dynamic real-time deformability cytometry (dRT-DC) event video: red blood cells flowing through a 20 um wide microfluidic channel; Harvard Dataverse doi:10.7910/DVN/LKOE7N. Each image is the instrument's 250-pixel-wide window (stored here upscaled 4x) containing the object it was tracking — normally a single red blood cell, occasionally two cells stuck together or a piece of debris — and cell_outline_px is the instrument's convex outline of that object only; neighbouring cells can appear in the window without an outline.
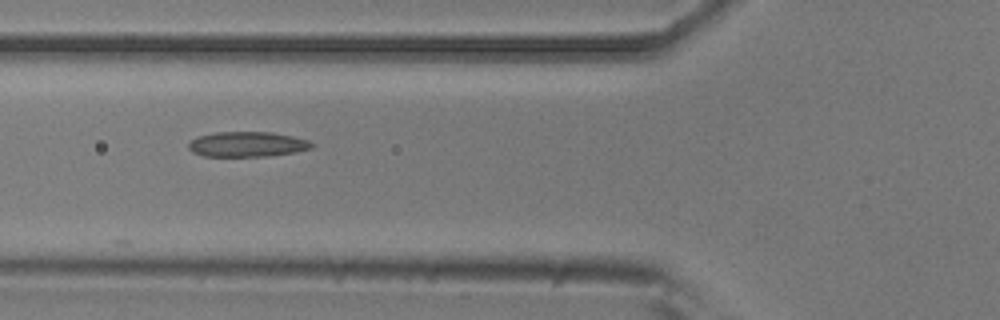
{"species": "common noctule bat (a hibernating species)", "species_latin": "Nyctalus noctula", "temperature_condition": "room temperature", "stored_images_in_passage": 14, "camera_frame_rate_fps": 3000, "um_per_image_px": 0.085, "animal": {"sex": "male", "body_mass_g": 20.5, "forearm_length_mm": 52.5}, "frame": {"image": 1, "passage_image": 5, "time_ms": 5.667, "image_size_px": [1000, 320], "cell_outline_px": [[312, 148], [292, 152], [268, 156], [204, 156], [192, 152], [188, 148], [188, 144], [196, 136], [216, 132], [272, 132], [292, 136], [308, 140], [312, 144]], "centroid_in_image_um": [20.96, 12.25], "position_along_channel_um": 104.8, "area_um2": 17.92}}
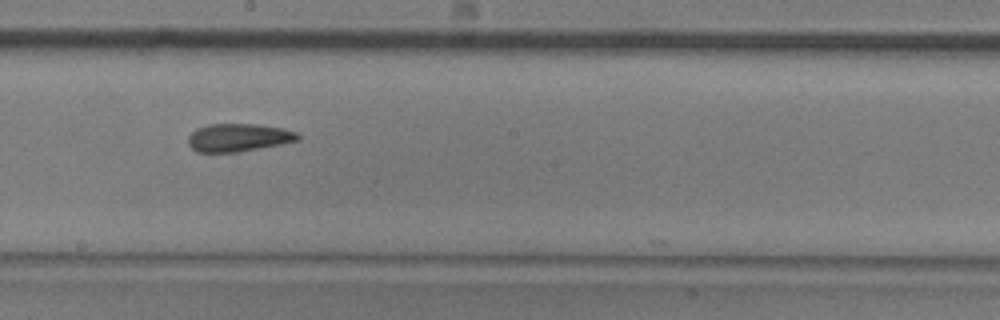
{"frame": {"image": 2, "passage_image": 8, "time_ms": 9.0, "image_size_px": [1000, 320], "cell_outline_px": [[300, 140], [240, 152], [196, 152], [188, 144], [188, 136], [196, 128], [208, 124], [256, 124], [284, 128], [296, 132], [300, 136]], "centroid_in_image_um": [20.26, 11.69], "position_along_channel_um": 227.9, "area_um2": 17.98}}
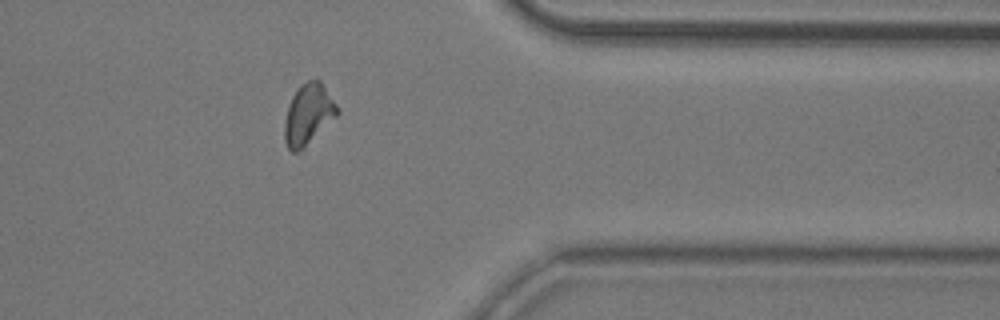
{"frame": {"image": 3, "passage_image": 12, "time_ms": 13.667, "image_size_px": [1000, 320], "cell_outline_px": [[340, 112], [300, 152], [292, 152], [288, 148], [284, 140], [284, 124], [288, 108], [292, 96], [300, 84], [308, 80], [320, 80], [340, 108]], "centroid_in_image_um": [26.21, 9.72], "position_along_channel_um": 385.2, "area_um2": 18.67}, "authors_computed_cell_mechanics": {"area_um2": 17.9469, "velocity_mm_per_s": 3.6778, "shape_relaxation_time_tau1_ms": 6.9708, "shape_relaxation_time_tau2_ms": 2.518, "deformation_change_tau1": 0.1277, "deformation_change_tau2": 0.1018}}